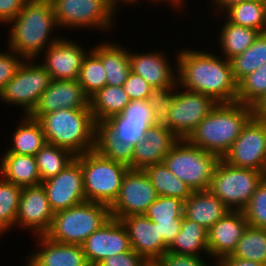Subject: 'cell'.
Returning <instances> with one entry per match:
<instances>
[{
  "label": "cell",
  "instance_id": "1",
  "mask_svg": "<svg viewBox=\"0 0 266 266\" xmlns=\"http://www.w3.org/2000/svg\"><path fill=\"white\" fill-rule=\"evenodd\" d=\"M155 125L147 100L130 101L121 114L95 123V148L101 156L133 169L134 146Z\"/></svg>",
  "mask_w": 266,
  "mask_h": 266
},
{
  "label": "cell",
  "instance_id": "2",
  "mask_svg": "<svg viewBox=\"0 0 266 266\" xmlns=\"http://www.w3.org/2000/svg\"><path fill=\"white\" fill-rule=\"evenodd\" d=\"M177 53L178 88L208 95L217 103L237 101L238 83L230 60L189 48Z\"/></svg>",
  "mask_w": 266,
  "mask_h": 266
},
{
  "label": "cell",
  "instance_id": "3",
  "mask_svg": "<svg viewBox=\"0 0 266 266\" xmlns=\"http://www.w3.org/2000/svg\"><path fill=\"white\" fill-rule=\"evenodd\" d=\"M253 116L251 106L237 101L218 103L186 140L223 158Z\"/></svg>",
  "mask_w": 266,
  "mask_h": 266
},
{
  "label": "cell",
  "instance_id": "4",
  "mask_svg": "<svg viewBox=\"0 0 266 266\" xmlns=\"http://www.w3.org/2000/svg\"><path fill=\"white\" fill-rule=\"evenodd\" d=\"M8 24H12L9 49L25 59L38 58L36 56L43 49L59 39L50 36L53 29L59 27L51 0H27L20 13Z\"/></svg>",
  "mask_w": 266,
  "mask_h": 266
},
{
  "label": "cell",
  "instance_id": "5",
  "mask_svg": "<svg viewBox=\"0 0 266 266\" xmlns=\"http://www.w3.org/2000/svg\"><path fill=\"white\" fill-rule=\"evenodd\" d=\"M46 141L75 156L94 150L95 121L90 109H59L39 119Z\"/></svg>",
  "mask_w": 266,
  "mask_h": 266
},
{
  "label": "cell",
  "instance_id": "6",
  "mask_svg": "<svg viewBox=\"0 0 266 266\" xmlns=\"http://www.w3.org/2000/svg\"><path fill=\"white\" fill-rule=\"evenodd\" d=\"M110 218L108 205L84 201L54 213L44 236L59 243L82 245Z\"/></svg>",
  "mask_w": 266,
  "mask_h": 266
},
{
  "label": "cell",
  "instance_id": "7",
  "mask_svg": "<svg viewBox=\"0 0 266 266\" xmlns=\"http://www.w3.org/2000/svg\"><path fill=\"white\" fill-rule=\"evenodd\" d=\"M76 157L80 160L83 171L86 201L110 207L119 195L122 180L129 167L109 160L95 150Z\"/></svg>",
  "mask_w": 266,
  "mask_h": 266
},
{
  "label": "cell",
  "instance_id": "8",
  "mask_svg": "<svg viewBox=\"0 0 266 266\" xmlns=\"http://www.w3.org/2000/svg\"><path fill=\"white\" fill-rule=\"evenodd\" d=\"M220 159L218 155L180 139L165 156L163 163L193 192L208 190Z\"/></svg>",
  "mask_w": 266,
  "mask_h": 266
},
{
  "label": "cell",
  "instance_id": "9",
  "mask_svg": "<svg viewBox=\"0 0 266 266\" xmlns=\"http://www.w3.org/2000/svg\"><path fill=\"white\" fill-rule=\"evenodd\" d=\"M264 179V172L235 167L221 158L208 190L231 211H243Z\"/></svg>",
  "mask_w": 266,
  "mask_h": 266
},
{
  "label": "cell",
  "instance_id": "10",
  "mask_svg": "<svg viewBox=\"0 0 266 266\" xmlns=\"http://www.w3.org/2000/svg\"><path fill=\"white\" fill-rule=\"evenodd\" d=\"M32 61L33 59H25L15 76L0 91L2 102L21 106L25 115L32 113L52 80L42 65Z\"/></svg>",
  "mask_w": 266,
  "mask_h": 266
},
{
  "label": "cell",
  "instance_id": "11",
  "mask_svg": "<svg viewBox=\"0 0 266 266\" xmlns=\"http://www.w3.org/2000/svg\"><path fill=\"white\" fill-rule=\"evenodd\" d=\"M51 3L59 27L105 30L114 25L116 9L108 0H51Z\"/></svg>",
  "mask_w": 266,
  "mask_h": 266
},
{
  "label": "cell",
  "instance_id": "12",
  "mask_svg": "<svg viewBox=\"0 0 266 266\" xmlns=\"http://www.w3.org/2000/svg\"><path fill=\"white\" fill-rule=\"evenodd\" d=\"M175 89L176 87L166 127L179 140H186L218 103L210 96L199 92L187 89L179 92Z\"/></svg>",
  "mask_w": 266,
  "mask_h": 266
},
{
  "label": "cell",
  "instance_id": "13",
  "mask_svg": "<svg viewBox=\"0 0 266 266\" xmlns=\"http://www.w3.org/2000/svg\"><path fill=\"white\" fill-rule=\"evenodd\" d=\"M222 159L235 167L265 172L266 122L253 116Z\"/></svg>",
  "mask_w": 266,
  "mask_h": 266
},
{
  "label": "cell",
  "instance_id": "14",
  "mask_svg": "<svg viewBox=\"0 0 266 266\" xmlns=\"http://www.w3.org/2000/svg\"><path fill=\"white\" fill-rule=\"evenodd\" d=\"M158 198L144 170L129 168L122 180L119 195L110 208V217L121 220L130 215L145 214Z\"/></svg>",
  "mask_w": 266,
  "mask_h": 266
},
{
  "label": "cell",
  "instance_id": "15",
  "mask_svg": "<svg viewBox=\"0 0 266 266\" xmlns=\"http://www.w3.org/2000/svg\"><path fill=\"white\" fill-rule=\"evenodd\" d=\"M41 184L54 213L86 201L83 171L77 157L55 177L43 181Z\"/></svg>",
  "mask_w": 266,
  "mask_h": 266
},
{
  "label": "cell",
  "instance_id": "16",
  "mask_svg": "<svg viewBox=\"0 0 266 266\" xmlns=\"http://www.w3.org/2000/svg\"><path fill=\"white\" fill-rule=\"evenodd\" d=\"M81 246L89 266H98L110 256L132 250L126 227L115 218L106 221Z\"/></svg>",
  "mask_w": 266,
  "mask_h": 266
},
{
  "label": "cell",
  "instance_id": "17",
  "mask_svg": "<svg viewBox=\"0 0 266 266\" xmlns=\"http://www.w3.org/2000/svg\"><path fill=\"white\" fill-rule=\"evenodd\" d=\"M53 217L54 212L42 184L23 187L15 225L34 231L36 236L44 235Z\"/></svg>",
  "mask_w": 266,
  "mask_h": 266
},
{
  "label": "cell",
  "instance_id": "18",
  "mask_svg": "<svg viewBox=\"0 0 266 266\" xmlns=\"http://www.w3.org/2000/svg\"><path fill=\"white\" fill-rule=\"evenodd\" d=\"M59 109H90L89 97L78 80H51L30 116L40 119Z\"/></svg>",
  "mask_w": 266,
  "mask_h": 266
},
{
  "label": "cell",
  "instance_id": "19",
  "mask_svg": "<svg viewBox=\"0 0 266 266\" xmlns=\"http://www.w3.org/2000/svg\"><path fill=\"white\" fill-rule=\"evenodd\" d=\"M41 65L53 80H78L83 60L87 55L85 49L69 39L60 38L51 44Z\"/></svg>",
  "mask_w": 266,
  "mask_h": 266
},
{
  "label": "cell",
  "instance_id": "20",
  "mask_svg": "<svg viewBox=\"0 0 266 266\" xmlns=\"http://www.w3.org/2000/svg\"><path fill=\"white\" fill-rule=\"evenodd\" d=\"M121 222L128 231L132 249L147 261L159 260L168 252L157 225L144 214L124 217Z\"/></svg>",
  "mask_w": 266,
  "mask_h": 266
},
{
  "label": "cell",
  "instance_id": "21",
  "mask_svg": "<svg viewBox=\"0 0 266 266\" xmlns=\"http://www.w3.org/2000/svg\"><path fill=\"white\" fill-rule=\"evenodd\" d=\"M248 225L243 211H229L217 221L208 230V252L212 259L232 254Z\"/></svg>",
  "mask_w": 266,
  "mask_h": 266
},
{
  "label": "cell",
  "instance_id": "22",
  "mask_svg": "<svg viewBox=\"0 0 266 266\" xmlns=\"http://www.w3.org/2000/svg\"><path fill=\"white\" fill-rule=\"evenodd\" d=\"M178 141L165 125L151 126L144 139L134 146L133 169L144 170L151 165L163 163L165 156Z\"/></svg>",
  "mask_w": 266,
  "mask_h": 266
},
{
  "label": "cell",
  "instance_id": "23",
  "mask_svg": "<svg viewBox=\"0 0 266 266\" xmlns=\"http://www.w3.org/2000/svg\"><path fill=\"white\" fill-rule=\"evenodd\" d=\"M37 237L40 248L28 256V266H89L81 245L59 243L44 235Z\"/></svg>",
  "mask_w": 266,
  "mask_h": 266
},
{
  "label": "cell",
  "instance_id": "24",
  "mask_svg": "<svg viewBox=\"0 0 266 266\" xmlns=\"http://www.w3.org/2000/svg\"><path fill=\"white\" fill-rule=\"evenodd\" d=\"M163 52L137 53L129 52L131 71L142 76L152 88H175L177 73ZM176 73V75H175Z\"/></svg>",
  "mask_w": 266,
  "mask_h": 266
},
{
  "label": "cell",
  "instance_id": "25",
  "mask_svg": "<svg viewBox=\"0 0 266 266\" xmlns=\"http://www.w3.org/2000/svg\"><path fill=\"white\" fill-rule=\"evenodd\" d=\"M231 211L209 190L193 191L184 202V216L209 230Z\"/></svg>",
  "mask_w": 266,
  "mask_h": 266
},
{
  "label": "cell",
  "instance_id": "26",
  "mask_svg": "<svg viewBox=\"0 0 266 266\" xmlns=\"http://www.w3.org/2000/svg\"><path fill=\"white\" fill-rule=\"evenodd\" d=\"M119 44H105L97 45L92 51L101 59L102 64L106 70L107 81L106 85L123 86L131 71V64L129 58V49L125 50Z\"/></svg>",
  "mask_w": 266,
  "mask_h": 266
},
{
  "label": "cell",
  "instance_id": "27",
  "mask_svg": "<svg viewBox=\"0 0 266 266\" xmlns=\"http://www.w3.org/2000/svg\"><path fill=\"white\" fill-rule=\"evenodd\" d=\"M0 176L21 187L41 184L35 156L4 154L1 157Z\"/></svg>",
  "mask_w": 266,
  "mask_h": 266
},
{
  "label": "cell",
  "instance_id": "28",
  "mask_svg": "<svg viewBox=\"0 0 266 266\" xmlns=\"http://www.w3.org/2000/svg\"><path fill=\"white\" fill-rule=\"evenodd\" d=\"M23 116V120L13 132V144L5 154L35 156L47 144L40 121L30 115Z\"/></svg>",
  "mask_w": 266,
  "mask_h": 266
},
{
  "label": "cell",
  "instance_id": "29",
  "mask_svg": "<svg viewBox=\"0 0 266 266\" xmlns=\"http://www.w3.org/2000/svg\"><path fill=\"white\" fill-rule=\"evenodd\" d=\"M200 251L201 253L203 251L204 253L206 252V255L209 256L208 230L183 216L180 232L168 246V252L179 255L200 256Z\"/></svg>",
  "mask_w": 266,
  "mask_h": 266
},
{
  "label": "cell",
  "instance_id": "30",
  "mask_svg": "<svg viewBox=\"0 0 266 266\" xmlns=\"http://www.w3.org/2000/svg\"><path fill=\"white\" fill-rule=\"evenodd\" d=\"M130 101L123 86L105 85L89 98V107L96 123L121 114Z\"/></svg>",
  "mask_w": 266,
  "mask_h": 266
},
{
  "label": "cell",
  "instance_id": "31",
  "mask_svg": "<svg viewBox=\"0 0 266 266\" xmlns=\"http://www.w3.org/2000/svg\"><path fill=\"white\" fill-rule=\"evenodd\" d=\"M158 196L176 197L183 201L191 195L188 185L176 177L164 164H154L144 169Z\"/></svg>",
  "mask_w": 266,
  "mask_h": 266
},
{
  "label": "cell",
  "instance_id": "32",
  "mask_svg": "<svg viewBox=\"0 0 266 266\" xmlns=\"http://www.w3.org/2000/svg\"><path fill=\"white\" fill-rule=\"evenodd\" d=\"M227 21L266 32V2L265 0H250L232 5L225 10Z\"/></svg>",
  "mask_w": 266,
  "mask_h": 266
},
{
  "label": "cell",
  "instance_id": "33",
  "mask_svg": "<svg viewBox=\"0 0 266 266\" xmlns=\"http://www.w3.org/2000/svg\"><path fill=\"white\" fill-rule=\"evenodd\" d=\"M260 34L259 31L233 24L225 20L220 31L221 53L225 59L230 60L234 56L243 53L250 47Z\"/></svg>",
  "mask_w": 266,
  "mask_h": 266
},
{
  "label": "cell",
  "instance_id": "34",
  "mask_svg": "<svg viewBox=\"0 0 266 266\" xmlns=\"http://www.w3.org/2000/svg\"><path fill=\"white\" fill-rule=\"evenodd\" d=\"M235 80L239 83L244 77L255 72L266 63V32L260 33L254 43L243 53L230 59Z\"/></svg>",
  "mask_w": 266,
  "mask_h": 266
},
{
  "label": "cell",
  "instance_id": "35",
  "mask_svg": "<svg viewBox=\"0 0 266 266\" xmlns=\"http://www.w3.org/2000/svg\"><path fill=\"white\" fill-rule=\"evenodd\" d=\"M75 155L69 150L47 143L35 155L41 181H46L55 177L70 162L75 159Z\"/></svg>",
  "mask_w": 266,
  "mask_h": 266
},
{
  "label": "cell",
  "instance_id": "36",
  "mask_svg": "<svg viewBox=\"0 0 266 266\" xmlns=\"http://www.w3.org/2000/svg\"><path fill=\"white\" fill-rule=\"evenodd\" d=\"M231 255L266 265V229L248 225Z\"/></svg>",
  "mask_w": 266,
  "mask_h": 266
},
{
  "label": "cell",
  "instance_id": "37",
  "mask_svg": "<svg viewBox=\"0 0 266 266\" xmlns=\"http://www.w3.org/2000/svg\"><path fill=\"white\" fill-rule=\"evenodd\" d=\"M22 189L0 176V236L15 225Z\"/></svg>",
  "mask_w": 266,
  "mask_h": 266
},
{
  "label": "cell",
  "instance_id": "38",
  "mask_svg": "<svg viewBox=\"0 0 266 266\" xmlns=\"http://www.w3.org/2000/svg\"><path fill=\"white\" fill-rule=\"evenodd\" d=\"M106 77V70L101 59L90 50L83 60L78 77V82L83 87L85 94L90 98L101 90L106 85Z\"/></svg>",
  "mask_w": 266,
  "mask_h": 266
},
{
  "label": "cell",
  "instance_id": "39",
  "mask_svg": "<svg viewBox=\"0 0 266 266\" xmlns=\"http://www.w3.org/2000/svg\"><path fill=\"white\" fill-rule=\"evenodd\" d=\"M266 94V63L238 83L237 102L253 107Z\"/></svg>",
  "mask_w": 266,
  "mask_h": 266
},
{
  "label": "cell",
  "instance_id": "40",
  "mask_svg": "<svg viewBox=\"0 0 266 266\" xmlns=\"http://www.w3.org/2000/svg\"><path fill=\"white\" fill-rule=\"evenodd\" d=\"M184 202L176 197L158 196L144 215L152 222H176L184 216Z\"/></svg>",
  "mask_w": 266,
  "mask_h": 266
},
{
  "label": "cell",
  "instance_id": "41",
  "mask_svg": "<svg viewBox=\"0 0 266 266\" xmlns=\"http://www.w3.org/2000/svg\"><path fill=\"white\" fill-rule=\"evenodd\" d=\"M243 212L250 226L266 229V178L255 190Z\"/></svg>",
  "mask_w": 266,
  "mask_h": 266
},
{
  "label": "cell",
  "instance_id": "42",
  "mask_svg": "<svg viewBox=\"0 0 266 266\" xmlns=\"http://www.w3.org/2000/svg\"><path fill=\"white\" fill-rule=\"evenodd\" d=\"M147 101L153 110L155 124L167 126L169 109L174 101V88H153Z\"/></svg>",
  "mask_w": 266,
  "mask_h": 266
},
{
  "label": "cell",
  "instance_id": "43",
  "mask_svg": "<svg viewBox=\"0 0 266 266\" xmlns=\"http://www.w3.org/2000/svg\"><path fill=\"white\" fill-rule=\"evenodd\" d=\"M8 51L7 53L0 51V91L15 76L25 59L11 49Z\"/></svg>",
  "mask_w": 266,
  "mask_h": 266
},
{
  "label": "cell",
  "instance_id": "44",
  "mask_svg": "<svg viewBox=\"0 0 266 266\" xmlns=\"http://www.w3.org/2000/svg\"><path fill=\"white\" fill-rule=\"evenodd\" d=\"M124 91L131 101L147 100L153 89L142 76L130 71L126 82L123 84Z\"/></svg>",
  "mask_w": 266,
  "mask_h": 266
},
{
  "label": "cell",
  "instance_id": "45",
  "mask_svg": "<svg viewBox=\"0 0 266 266\" xmlns=\"http://www.w3.org/2000/svg\"><path fill=\"white\" fill-rule=\"evenodd\" d=\"M147 260L133 249L104 259L98 266H144Z\"/></svg>",
  "mask_w": 266,
  "mask_h": 266
},
{
  "label": "cell",
  "instance_id": "46",
  "mask_svg": "<svg viewBox=\"0 0 266 266\" xmlns=\"http://www.w3.org/2000/svg\"><path fill=\"white\" fill-rule=\"evenodd\" d=\"M163 266H203L205 260L201 256L179 255L166 252L159 260Z\"/></svg>",
  "mask_w": 266,
  "mask_h": 266
},
{
  "label": "cell",
  "instance_id": "47",
  "mask_svg": "<svg viewBox=\"0 0 266 266\" xmlns=\"http://www.w3.org/2000/svg\"><path fill=\"white\" fill-rule=\"evenodd\" d=\"M27 0H0V23H8L22 10Z\"/></svg>",
  "mask_w": 266,
  "mask_h": 266
},
{
  "label": "cell",
  "instance_id": "48",
  "mask_svg": "<svg viewBox=\"0 0 266 266\" xmlns=\"http://www.w3.org/2000/svg\"><path fill=\"white\" fill-rule=\"evenodd\" d=\"M160 235L163 236L164 242L169 246L174 238L178 235L182 225V218H179L176 222H154Z\"/></svg>",
  "mask_w": 266,
  "mask_h": 266
},
{
  "label": "cell",
  "instance_id": "49",
  "mask_svg": "<svg viewBox=\"0 0 266 266\" xmlns=\"http://www.w3.org/2000/svg\"><path fill=\"white\" fill-rule=\"evenodd\" d=\"M220 261L224 266H266L258 262L244 260V259L232 256L231 254L222 257Z\"/></svg>",
  "mask_w": 266,
  "mask_h": 266
},
{
  "label": "cell",
  "instance_id": "50",
  "mask_svg": "<svg viewBox=\"0 0 266 266\" xmlns=\"http://www.w3.org/2000/svg\"><path fill=\"white\" fill-rule=\"evenodd\" d=\"M252 108L254 117L266 122V94Z\"/></svg>",
  "mask_w": 266,
  "mask_h": 266
},
{
  "label": "cell",
  "instance_id": "51",
  "mask_svg": "<svg viewBox=\"0 0 266 266\" xmlns=\"http://www.w3.org/2000/svg\"><path fill=\"white\" fill-rule=\"evenodd\" d=\"M244 1H250V0H212V2H215L213 5H217V8L221 10H226L227 8L231 7L234 4L241 3Z\"/></svg>",
  "mask_w": 266,
  "mask_h": 266
},
{
  "label": "cell",
  "instance_id": "52",
  "mask_svg": "<svg viewBox=\"0 0 266 266\" xmlns=\"http://www.w3.org/2000/svg\"><path fill=\"white\" fill-rule=\"evenodd\" d=\"M151 1V0H150ZM161 2V1H163V0H152L151 2ZM164 1H166V2H168V0H164ZM170 2H168V3H171L172 5L171 6H173L175 9L176 8H181L182 7V5H184L183 3H184V1L183 0H169ZM183 2V3H182Z\"/></svg>",
  "mask_w": 266,
  "mask_h": 266
},
{
  "label": "cell",
  "instance_id": "53",
  "mask_svg": "<svg viewBox=\"0 0 266 266\" xmlns=\"http://www.w3.org/2000/svg\"><path fill=\"white\" fill-rule=\"evenodd\" d=\"M110 2V4L117 10L116 7H118V3H121L122 1L124 3L127 2V4H131V3H134V2H139V0H108ZM121 1V2H120Z\"/></svg>",
  "mask_w": 266,
  "mask_h": 266
},
{
  "label": "cell",
  "instance_id": "54",
  "mask_svg": "<svg viewBox=\"0 0 266 266\" xmlns=\"http://www.w3.org/2000/svg\"><path fill=\"white\" fill-rule=\"evenodd\" d=\"M144 266H163L158 260L147 261Z\"/></svg>",
  "mask_w": 266,
  "mask_h": 266
},
{
  "label": "cell",
  "instance_id": "55",
  "mask_svg": "<svg viewBox=\"0 0 266 266\" xmlns=\"http://www.w3.org/2000/svg\"><path fill=\"white\" fill-rule=\"evenodd\" d=\"M207 263H209V262H206L203 266H209V265H207ZM221 264V261L220 260H218V259H216V261H215V266H219Z\"/></svg>",
  "mask_w": 266,
  "mask_h": 266
}]
</instances>
